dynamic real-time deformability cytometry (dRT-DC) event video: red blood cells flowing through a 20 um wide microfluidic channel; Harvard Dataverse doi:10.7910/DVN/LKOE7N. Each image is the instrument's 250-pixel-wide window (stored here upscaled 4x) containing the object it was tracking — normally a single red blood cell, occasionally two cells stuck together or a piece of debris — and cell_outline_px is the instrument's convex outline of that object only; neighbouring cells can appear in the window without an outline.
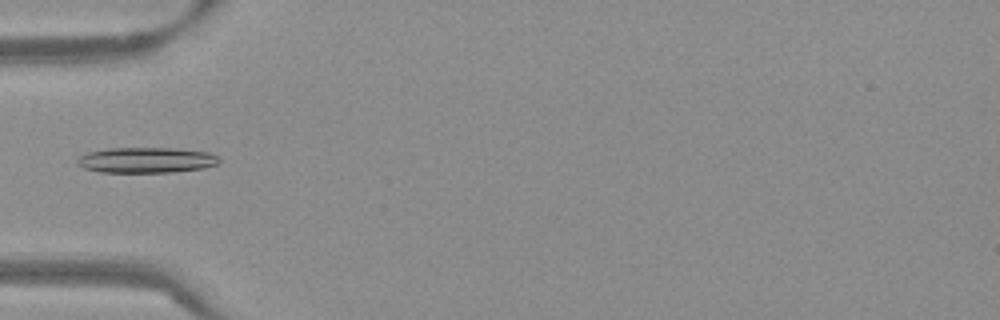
{"species": "Egyptian fruit bat (a non-hibernating species)", "species_latin": "Rousettus aegyptiacus", "temperature_condition": "warm", "stored_images_in_passage": 36, "camera_frame_rate_fps": 3000, "um_per_image_px": 0.085, "frame": {"image": 1, "passage_image": 1, "time_ms": 0.0, "image_size_px": [1000, 320], "cell_outline_px": [[220, 160], [216, 164], [204, 168], [172, 172], [100, 172], [84, 168], [76, 164], [76, 160], [80, 156], [88, 152], [108, 148], [172, 148], [208, 152], [216, 156]], "centroid_in_image_um": [12.39, 13.61], "position_along_channel_um": 72.6, "area_um2": 21.04}}
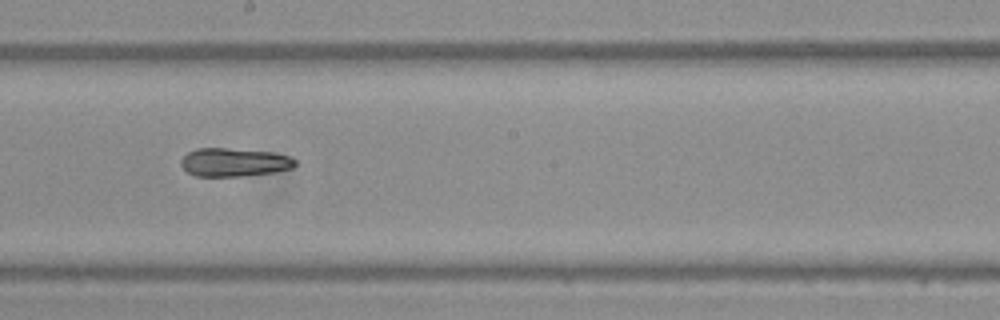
{"frame": {"image": 2, "passage_image": 13, "time_ms": 4.0, "image_size_px": [1000, 320], "cell_outline_px": [[296, 164], [292, 168], [276, 172], [240, 176], [196, 176], [188, 172], [180, 164], [180, 160], [188, 152], [196, 148], [224, 148], [272, 152], [288, 156], [296, 160]], "centroid_in_image_um": [19.89, 13.79], "position_along_channel_um": 228.3, "area_um2": 18.84}}
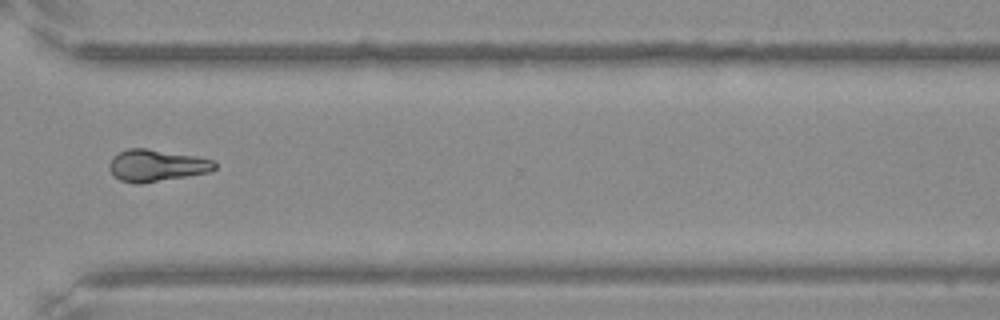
{"frame": {"image": 3, "passage_image": 23, "time_ms": 7.333, "image_size_px": [1000, 320], "cell_outline_px": [[216, 168], [212, 172], [140, 184], [136, 184], [120, 180], [108, 168], [108, 164], [112, 156], [128, 148], [144, 148], [196, 156], [212, 160], [216, 164]], "centroid_in_image_um": [13.3, 14.07], "position_along_channel_um": 357.3, "area_um2": 19.59}}